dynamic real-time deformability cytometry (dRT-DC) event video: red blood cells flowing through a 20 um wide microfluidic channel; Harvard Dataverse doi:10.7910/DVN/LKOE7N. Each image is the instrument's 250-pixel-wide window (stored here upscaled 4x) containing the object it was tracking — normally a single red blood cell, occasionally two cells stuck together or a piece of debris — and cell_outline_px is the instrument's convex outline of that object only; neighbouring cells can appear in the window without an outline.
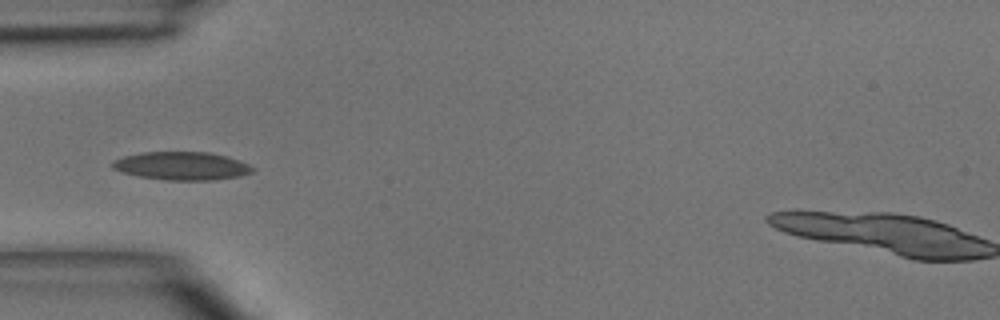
{"species": "common noctule bat (a hibernating species)", "species_latin": "Nyctalus noctula", "temperature_condition": "room temperature", "stored_images_in_passage": 6, "camera_frame_rate_fps": 3000, "um_per_image_px": 0.085, "animal": {"sex": "male", "body_mass_g": 15.6}, "frame": {"image": 1, "passage_image": 5, "time_ms": 4.667, "image_size_px": [1000, 320], "cell_outline_px": [[256, 168], [252, 172], [240, 176], [212, 180], [164, 180], [140, 176], [120, 172], [112, 168], [112, 160], [124, 156], [144, 152], [208, 152], [228, 156], [240, 160]], "centroid_in_image_um": [15.46, 14.1], "position_along_channel_um": 69.5, "area_um2": 23.12}}
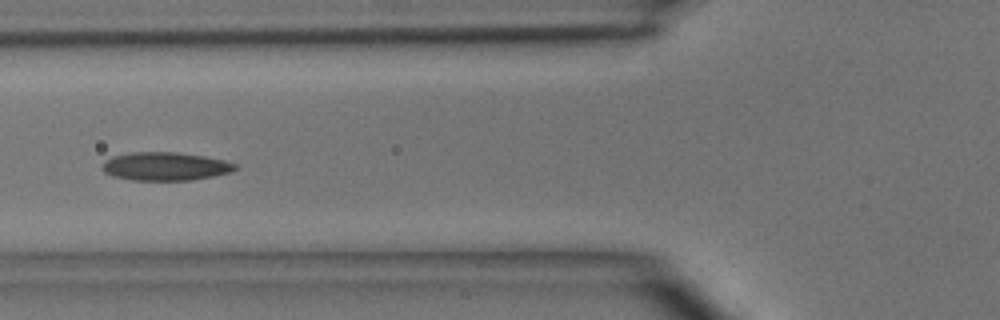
{"frame": {"image": 2, "passage_image": 6, "time_ms": 5.667, "image_size_px": [1000, 320], "cell_outline_px": [[240, 164], [232, 172], [192, 180], [132, 180], [112, 176], [104, 172], [104, 160], [112, 156], [132, 152], [172, 152], [204, 156], [224, 160]], "centroid_in_image_um": [14.08, 14.14], "position_along_channel_um": 111.7, "area_um2": 21.91}}